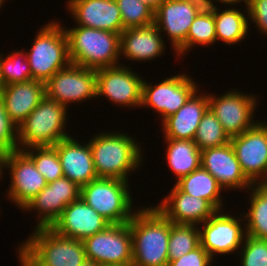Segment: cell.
<instances>
[{
	"label": "cell",
	"mask_w": 267,
	"mask_h": 266,
	"mask_svg": "<svg viewBox=\"0 0 267 266\" xmlns=\"http://www.w3.org/2000/svg\"><path fill=\"white\" fill-rule=\"evenodd\" d=\"M138 211V212H136ZM129 221L134 266H167L173 224L157 208L136 210Z\"/></svg>",
	"instance_id": "obj_1"
},
{
	"label": "cell",
	"mask_w": 267,
	"mask_h": 266,
	"mask_svg": "<svg viewBox=\"0 0 267 266\" xmlns=\"http://www.w3.org/2000/svg\"><path fill=\"white\" fill-rule=\"evenodd\" d=\"M193 142L202 151L227 144L230 138L217 117L208 109L199 123Z\"/></svg>",
	"instance_id": "obj_31"
},
{
	"label": "cell",
	"mask_w": 267,
	"mask_h": 266,
	"mask_svg": "<svg viewBox=\"0 0 267 266\" xmlns=\"http://www.w3.org/2000/svg\"><path fill=\"white\" fill-rule=\"evenodd\" d=\"M193 5L197 15L214 16L218 8L213 4L212 0H187Z\"/></svg>",
	"instance_id": "obj_40"
},
{
	"label": "cell",
	"mask_w": 267,
	"mask_h": 266,
	"mask_svg": "<svg viewBox=\"0 0 267 266\" xmlns=\"http://www.w3.org/2000/svg\"><path fill=\"white\" fill-rule=\"evenodd\" d=\"M175 186L186 194L207 200L217 211L223 208L220 197L223 188L202 166L179 179Z\"/></svg>",
	"instance_id": "obj_26"
},
{
	"label": "cell",
	"mask_w": 267,
	"mask_h": 266,
	"mask_svg": "<svg viewBox=\"0 0 267 266\" xmlns=\"http://www.w3.org/2000/svg\"><path fill=\"white\" fill-rule=\"evenodd\" d=\"M196 16L195 8L187 0H164L154 11V24L168 33L177 55L186 52L187 34Z\"/></svg>",
	"instance_id": "obj_18"
},
{
	"label": "cell",
	"mask_w": 267,
	"mask_h": 266,
	"mask_svg": "<svg viewBox=\"0 0 267 266\" xmlns=\"http://www.w3.org/2000/svg\"><path fill=\"white\" fill-rule=\"evenodd\" d=\"M97 89L96 69H89L70 63L55 73L46 83V96L67 106L68 103L81 102L94 98Z\"/></svg>",
	"instance_id": "obj_9"
},
{
	"label": "cell",
	"mask_w": 267,
	"mask_h": 266,
	"mask_svg": "<svg viewBox=\"0 0 267 266\" xmlns=\"http://www.w3.org/2000/svg\"><path fill=\"white\" fill-rule=\"evenodd\" d=\"M140 1L147 4L155 11L159 7L160 3L164 0H140Z\"/></svg>",
	"instance_id": "obj_42"
},
{
	"label": "cell",
	"mask_w": 267,
	"mask_h": 266,
	"mask_svg": "<svg viewBox=\"0 0 267 266\" xmlns=\"http://www.w3.org/2000/svg\"><path fill=\"white\" fill-rule=\"evenodd\" d=\"M67 109L45 96L18 127L19 150L53 147L68 138L70 135L64 132Z\"/></svg>",
	"instance_id": "obj_4"
},
{
	"label": "cell",
	"mask_w": 267,
	"mask_h": 266,
	"mask_svg": "<svg viewBox=\"0 0 267 266\" xmlns=\"http://www.w3.org/2000/svg\"><path fill=\"white\" fill-rule=\"evenodd\" d=\"M248 16L260 29L267 34V0H246Z\"/></svg>",
	"instance_id": "obj_39"
},
{
	"label": "cell",
	"mask_w": 267,
	"mask_h": 266,
	"mask_svg": "<svg viewBox=\"0 0 267 266\" xmlns=\"http://www.w3.org/2000/svg\"><path fill=\"white\" fill-rule=\"evenodd\" d=\"M26 53L32 79L47 82L71 62L65 28L51 22L38 32L31 50Z\"/></svg>",
	"instance_id": "obj_5"
},
{
	"label": "cell",
	"mask_w": 267,
	"mask_h": 266,
	"mask_svg": "<svg viewBox=\"0 0 267 266\" xmlns=\"http://www.w3.org/2000/svg\"><path fill=\"white\" fill-rule=\"evenodd\" d=\"M110 225L109 221L79 197L64 208L50 228L61 236L83 241Z\"/></svg>",
	"instance_id": "obj_17"
},
{
	"label": "cell",
	"mask_w": 267,
	"mask_h": 266,
	"mask_svg": "<svg viewBox=\"0 0 267 266\" xmlns=\"http://www.w3.org/2000/svg\"><path fill=\"white\" fill-rule=\"evenodd\" d=\"M89 145L96 174L100 178L128 181L131 172L141 164V150L137 141L126 133H99Z\"/></svg>",
	"instance_id": "obj_2"
},
{
	"label": "cell",
	"mask_w": 267,
	"mask_h": 266,
	"mask_svg": "<svg viewBox=\"0 0 267 266\" xmlns=\"http://www.w3.org/2000/svg\"><path fill=\"white\" fill-rule=\"evenodd\" d=\"M201 166L224 189H245L253 185L241 170L231 142L201 151Z\"/></svg>",
	"instance_id": "obj_19"
},
{
	"label": "cell",
	"mask_w": 267,
	"mask_h": 266,
	"mask_svg": "<svg viewBox=\"0 0 267 266\" xmlns=\"http://www.w3.org/2000/svg\"><path fill=\"white\" fill-rule=\"evenodd\" d=\"M208 109V94L202 96L196 91L176 113L162 120L165 138L193 141L199 123Z\"/></svg>",
	"instance_id": "obj_24"
},
{
	"label": "cell",
	"mask_w": 267,
	"mask_h": 266,
	"mask_svg": "<svg viewBox=\"0 0 267 266\" xmlns=\"http://www.w3.org/2000/svg\"><path fill=\"white\" fill-rule=\"evenodd\" d=\"M128 185V181L98 177L80 187V197L111 224L128 223L135 214Z\"/></svg>",
	"instance_id": "obj_6"
},
{
	"label": "cell",
	"mask_w": 267,
	"mask_h": 266,
	"mask_svg": "<svg viewBox=\"0 0 267 266\" xmlns=\"http://www.w3.org/2000/svg\"><path fill=\"white\" fill-rule=\"evenodd\" d=\"M3 87H4V84L2 82L1 75H0V93H1V91L3 89Z\"/></svg>",
	"instance_id": "obj_46"
},
{
	"label": "cell",
	"mask_w": 267,
	"mask_h": 266,
	"mask_svg": "<svg viewBox=\"0 0 267 266\" xmlns=\"http://www.w3.org/2000/svg\"><path fill=\"white\" fill-rule=\"evenodd\" d=\"M121 266H134L133 264H130V265H121Z\"/></svg>",
	"instance_id": "obj_48"
},
{
	"label": "cell",
	"mask_w": 267,
	"mask_h": 266,
	"mask_svg": "<svg viewBox=\"0 0 267 266\" xmlns=\"http://www.w3.org/2000/svg\"><path fill=\"white\" fill-rule=\"evenodd\" d=\"M80 197V187L66 177L47 184L23 210H37L39 221L37 227H51L59 218L64 208Z\"/></svg>",
	"instance_id": "obj_16"
},
{
	"label": "cell",
	"mask_w": 267,
	"mask_h": 266,
	"mask_svg": "<svg viewBox=\"0 0 267 266\" xmlns=\"http://www.w3.org/2000/svg\"><path fill=\"white\" fill-rule=\"evenodd\" d=\"M214 42H217L214 16L197 15L187 34L186 51L196 44L211 45Z\"/></svg>",
	"instance_id": "obj_35"
},
{
	"label": "cell",
	"mask_w": 267,
	"mask_h": 266,
	"mask_svg": "<svg viewBox=\"0 0 267 266\" xmlns=\"http://www.w3.org/2000/svg\"><path fill=\"white\" fill-rule=\"evenodd\" d=\"M31 149H24L23 151L33 160L47 184L64 177L60 159L53 147H31Z\"/></svg>",
	"instance_id": "obj_32"
},
{
	"label": "cell",
	"mask_w": 267,
	"mask_h": 266,
	"mask_svg": "<svg viewBox=\"0 0 267 266\" xmlns=\"http://www.w3.org/2000/svg\"><path fill=\"white\" fill-rule=\"evenodd\" d=\"M2 167L11 171V184L7 196L21 209L47 185L44 176L23 150L3 156Z\"/></svg>",
	"instance_id": "obj_12"
},
{
	"label": "cell",
	"mask_w": 267,
	"mask_h": 266,
	"mask_svg": "<svg viewBox=\"0 0 267 266\" xmlns=\"http://www.w3.org/2000/svg\"><path fill=\"white\" fill-rule=\"evenodd\" d=\"M195 84L187 74L166 78L154 87L144 80L142 82L141 107L154 108L164 120L176 113L198 90V85Z\"/></svg>",
	"instance_id": "obj_10"
},
{
	"label": "cell",
	"mask_w": 267,
	"mask_h": 266,
	"mask_svg": "<svg viewBox=\"0 0 267 266\" xmlns=\"http://www.w3.org/2000/svg\"><path fill=\"white\" fill-rule=\"evenodd\" d=\"M219 212L216 211L202 223L203 228H199L200 245L212 258L214 253L229 254L238 250L244 242V232H246L240 222L245 221L244 218L239 219Z\"/></svg>",
	"instance_id": "obj_15"
},
{
	"label": "cell",
	"mask_w": 267,
	"mask_h": 266,
	"mask_svg": "<svg viewBox=\"0 0 267 266\" xmlns=\"http://www.w3.org/2000/svg\"><path fill=\"white\" fill-rule=\"evenodd\" d=\"M121 12L124 29L148 26L154 23V10L140 0H115Z\"/></svg>",
	"instance_id": "obj_33"
},
{
	"label": "cell",
	"mask_w": 267,
	"mask_h": 266,
	"mask_svg": "<svg viewBox=\"0 0 267 266\" xmlns=\"http://www.w3.org/2000/svg\"><path fill=\"white\" fill-rule=\"evenodd\" d=\"M165 139L168 144L166 159L178 180L201 166V150L192 140Z\"/></svg>",
	"instance_id": "obj_27"
},
{
	"label": "cell",
	"mask_w": 267,
	"mask_h": 266,
	"mask_svg": "<svg viewBox=\"0 0 267 266\" xmlns=\"http://www.w3.org/2000/svg\"><path fill=\"white\" fill-rule=\"evenodd\" d=\"M19 247L21 266H48L43 264L24 244Z\"/></svg>",
	"instance_id": "obj_41"
},
{
	"label": "cell",
	"mask_w": 267,
	"mask_h": 266,
	"mask_svg": "<svg viewBox=\"0 0 267 266\" xmlns=\"http://www.w3.org/2000/svg\"><path fill=\"white\" fill-rule=\"evenodd\" d=\"M153 23L148 26L124 29L120 33V55L130 60L148 61L164 51V41Z\"/></svg>",
	"instance_id": "obj_25"
},
{
	"label": "cell",
	"mask_w": 267,
	"mask_h": 266,
	"mask_svg": "<svg viewBox=\"0 0 267 266\" xmlns=\"http://www.w3.org/2000/svg\"><path fill=\"white\" fill-rule=\"evenodd\" d=\"M53 148L57 151L64 177L79 187L98 178L89 143L81 145L69 136L59 141Z\"/></svg>",
	"instance_id": "obj_22"
},
{
	"label": "cell",
	"mask_w": 267,
	"mask_h": 266,
	"mask_svg": "<svg viewBox=\"0 0 267 266\" xmlns=\"http://www.w3.org/2000/svg\"><path fill=\"white\" fill-rule=\"evenodd\" d=\"M230 142L242 172L256 185L267 173V123L257 121L242 134L230 138Z\"/></svg>",
	"instance_id": "obj_11"
},
{
	"label": "cell",
	"mask_w": 267,
	"mask_h": 266,
	"mask_svg": "<svg viewBox=\"0 0 267 266\" xmlns=\"http://www.w3.org/2000/svg\"><path fill=\"white\" fill-rule=\"evenodd\" d=\"M68 10L78 26L120 34L123 31L121 12L115 0H68Z\"/></svg>",
	"instance_id": "obj_20"
},
{
	"label": "cell",
	"mask_w": 267,
	"mask_h": 266,
	"mask_svg": "<svg viewBox=\"0 0 267 266\" xmlns=\"http://www.w3.org/2000/svg\"><path fill=\"white\" fill-rule=\"evenodd\" d=\"M257 185L267 193V173L260 181L257 182Z\"/></svg>",
	"instance_id": "obj_43"
},
{
	"label": "cell",
	"mask_w": 267,
	"mask_h": 266,
	"mask_svg": "<svg viewBox=\"0 0 267 266\" xmlns=\"http://www.w3.org/2000/svg\"><path fill=\"white\" fill-rule=\"evenodd\" d=\"M86 259L101 266H121L133 263L132 236L129 222L111 224L106 229L83 240Z\"/></svg>",
	"instance_id": "obj_7"
},
{
	"label": "cell",
	"mask_w": 267,
	"mask_h": 266,
	"mask_svg": "<svg viewBox=\"0 0 267 266\" xmlns=\"http://www.w3.org/2000/svg\"><path fill=\"white\" fill-rule=\"evenodd\" d=\"M241 247V266H267V240L245 235Z\"/></svg>",
	"instance_id": "obj_37"
},
{
	"label": "cell",
	"mask_w": 267,
	"mask_h": 266,
	"mask_svg": "<svg viewBox=\"0 0 267 266\" xmlns=\"http://www.w3.org/2000/svg\"><path fill=\"white\" fill-rule=\"evenodd\" d=\"M64 28L71 63L96 70L119 65L120 34L83 26Z\"/></svg>",
	"instance_id": "obj_3"
},
{
	"label": "cell",
	"mask_w": 267,
	"mask_h": 266,
	"mask_svg": "<svg viewBox=\"0 0 267 266\" xmlns=\"http://www.w3.org/2000/svg\"><path fill=\"white\" fill-rule=\"evenodd\" d=\"M196 225L172 224L168 244V259L176 260L200 246V231Z\"/></svg>",
	"instance_id": "obj_30"
},
{
	"label": "cell",
	"mask_w": 267,
	"mask_h": 266,
	"mask_svg": "<svg viewBox=\"0 0 267 266\" xmlns=\"http://www.w3.org/2000/svg\"><path fill=\"white\" fill-rule=\"evenodd\" d=\"M23 244L48 266H81L86 260L83 241L61 236L50 227L36 228Z\"/></svg>",
	"instance_id": "obj_8"
},
{
	"label": "cell",
	"mask_w": 267,
	"mask_h": 266,
	"mask_svg": "<svg viewBox=\"0 0 267 266\" xmlns=\"http://www.w3.org/2000/svg\"><path fill=\"white\" fill-rule=\"evenodd\" d=\"M216 1V0H214ZM221 2V3H226V4H231L233 5L234 3H240V1H244L246 2V0H218V2Z\"/></svg>",
	"instance_id": "obj_44"
},
{
	"label": "cell",
	"mask_w": 267,
	"mask_h": 266,
	"mask_svg": "<svg viewBox=\"0 0 267 266\" xmlns=\"http://www.w3.org/2000/svg\"><path fill=\"white\" fill-rule=\"evenodd\" d=\"M45 96V82L34 79L6 85L0 93L8 115L18 127Z\"/></svg>",
	"instance_id": "obj_23"
},
{
	"label": "cell",
	"mask_w": 267,
	"mask_h": 266,
	"mask_svg": "<svg viewBox=\"0 0 267 266\" xmlns=\"http://www.w3.org/2000/svg\"><path fill=\"white\" fill-rule=\"evenodd\" d=\"M249 16L243 14L237 9H225L214 15L216 40L224 41L227 44H235L248 33V20Z\"/></svg>",
	"instance_id": "obj_28"
},
{
	"label": "cell",
	"mask_w": 267,
	"mask_h": 266,
	"mask_svg": "<svg viewBox=\"0 0 267 266\" xmlns=\"http://www.w3.org/2000/svg\"><path fill=\"white\" fill-rule=\"evenodd\" d=\"M96 96H105L117 105H141L142 82L141 77L122 65L100 68L96 70Z\"/></svg>",
	"instance_id": "obj_14"
},
{
	"label": "cell",
	"mask_w": 267,
	"mask_h": 266,
	"mask_svg": "<svg viewBox=\"0 0 267 266\" xmlns=\"http://www.w3.org/2000/svg\"><path fill=\"white\" fill-rule=\"evenodd\" d=\"M3 3H4V0H0V7L2 6Z\"/></svg>",
	"instance_id": "obj_47"
},
{
	"label": "cell",
	"mask_w": 267,
	"mask_h": 266,
	"mask_svg": "<svg viewBox=\"0 0 267 266\" xmlns=\"http://www.w3.org/2000/svg\"><path fill=\"white\" fill-rule=\"evenodd\" d=\"M209 109L221 123L229 138L238 136L251 128L256 108V97L238 91H228L223 96L208 95Z\"/></svg>",
	"instance_id": "obj_13"
},
{
	"label": "cell",
	"mask_w": 267,
	"mask_h": 266,
	"mask_svg": "<svg viewBox=\"0 0 267 266\" xmlns=\"http://www.w3.org/2000/svg\"><path fill=\"white\" fill-rule=\"evenodd\" d=\"M81 266H101V265H99L97 262L86 259Z\"/></svg>",
	"instance_id": "obj_45"
},
{
	"label": "cell",
	"mask_w": 267,
	"mask_h": 266,
	"mask_svg": "<svg viewBox=\"0 0 267 266\" xmlns=\"http://www.w3.org/2000/svg\"><path fill=\"white\" fill-rule=\"evenodd\" d=\"M213 258L200 245L195 250L184 254L176 260L168 262L167 266H210Z\"/></svg>",
	"instance_id": "obj_38"
},
{
	"label": "cell",
	"mask_w": 267,
	"mask_h": 266,
	"mask_svg": "<svg viewBox=\"0 0 267 266\" xmlns=\"http://www.w3.org/2000/svg\"><path fill=\"white\" fill-rule=\"evenodd\" d=\"M18 126L8 115L0 98V158L19 150Z\"/></svg>",
	"instance_id": "obj_36"
},
{
	"label": "cell",
	"mask_w": 267,
	"mask_h": 266,
	"mask_svg": "<svg viewBox=\"0 0 267 266\" xmlns=\"http://www.w3.org/2000/svg\"><path fill=\"white\" fill-rule=\"evenodd\" d=\"M250 209L246 219L245 235L267 240V193L257 184L250 187Z\"/></svg>",
	"instance_id": "obj_29"
},
{
	"label": "cell",
	"mask_w": 267,
	"mask_h": 266,
	"mask_svg": "<svg viewBox=\"0 0 267 266\" xmlns=\"http://www.w3.org/2000/svg\"><path fill=\"white\" fill-rule=\"evenodd\" d=\"M20 57H23L24 63L20 61ZM0 75L4 86L31 80L32 75L27 55L23 51L13 52L6 58H2L0 55Z\"/></svg>",
	"instance_id": "obj_34"
},
{
	"label": "cell",
	"mask_w": 267,
	"mask_h": 266,
	"mask_svg": "<svg viewBox=\"0 0 267 266\" xmlns=\"http://www.w3.org/2000/svg\"><path fill=\"white\" fill-rule=\"evenodd\" d=\"M156 208L173 224L186 225L203 223L217 211L207 200L186 194L176 186Z\"/></svg>",
	"instance_id": "obj_21"
}]
</instances>
